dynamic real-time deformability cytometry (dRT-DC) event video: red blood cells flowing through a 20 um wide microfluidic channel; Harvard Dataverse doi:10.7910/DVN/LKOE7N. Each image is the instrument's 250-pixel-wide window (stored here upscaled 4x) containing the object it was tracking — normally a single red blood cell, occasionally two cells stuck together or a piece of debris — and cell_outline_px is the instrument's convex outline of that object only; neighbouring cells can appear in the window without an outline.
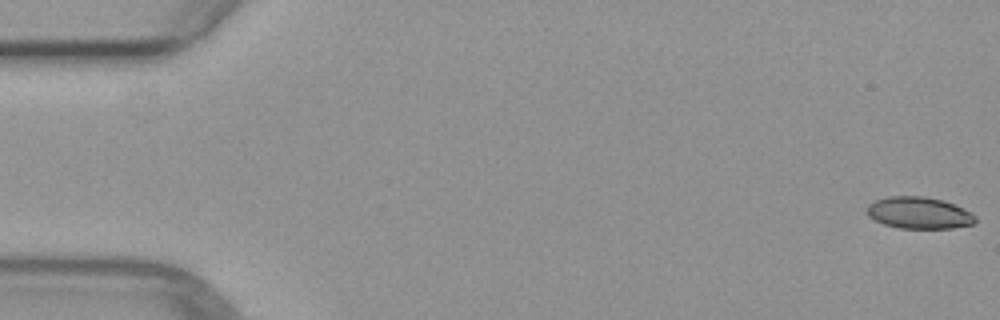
{"species": "common noctule bat (a hibernating species)", "species_latin": "Nyctalus noctula", "temperature_condition": "warm", "stored_images_in_passage": 4, "camera_frame_rate_fps": 3000, "um_per_image_px": 0.085, "animal": {"sex": "female", "body_mass_g": 29.2, "forearm_length_mm": 56.3}, "frame": {"image": 1, "passage_image": 1, "time_ms": 0.0, "image_size_px": [1000, 320], "cell_outline_px": [[976, 220], [972, 224], [952, 228], [896, 228], [884, 224], [868, 216], [868, 204], [876, 200], [888, 196], [924, 196], [940, 200], [952, 204], [972, 212], [976, 216]], "centroid_in_image_um": [78.11, 18.1], "position_along_channel_um": 6.9, "area_um2": 19.88}}
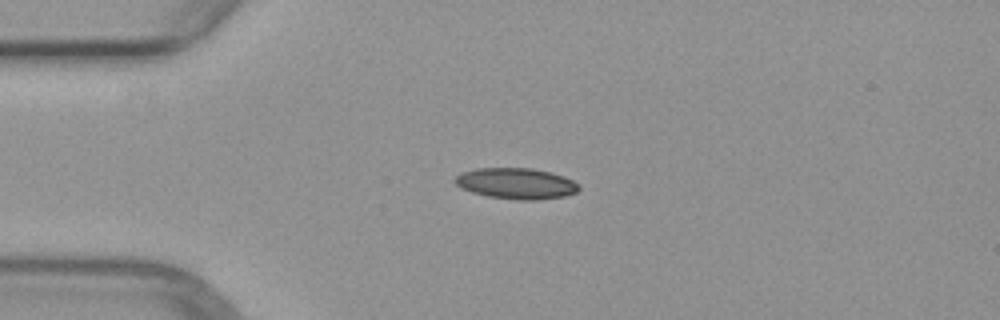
{"frame": {"image": 2, "passage_image": 4, "time_ms": 4.0, "image_size_px": [1000, 320], "cell_outline_px": [[580, 188], [576, 192], [564, 196], [536, 200], [516, 200], [488, 196], [472, 192], [456, 184], [452, 180], [460, 172], [476, 168], [532, 168], [552, 172], [564, 176], [572, 180]], "centroid_in_image_um": [43.86, 15.58], "position_along_channel_um": 41.1, "area_um2": 22.37}}